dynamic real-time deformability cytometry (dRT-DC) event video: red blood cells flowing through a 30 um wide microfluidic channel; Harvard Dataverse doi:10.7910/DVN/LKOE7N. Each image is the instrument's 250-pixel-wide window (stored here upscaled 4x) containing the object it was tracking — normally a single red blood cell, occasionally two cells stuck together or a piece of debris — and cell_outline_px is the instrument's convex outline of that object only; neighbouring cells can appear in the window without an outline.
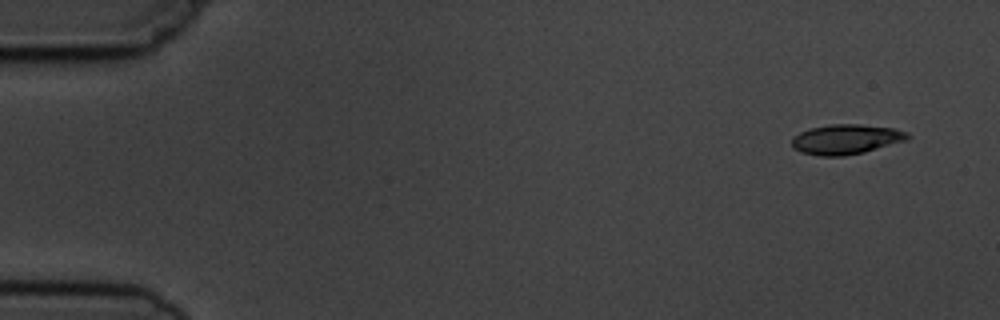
{"species": "common noctule bat (a hibernating species)", "species_latin": "Nyctalus noctula", "temperature_condition": "cold", "stored_images_in_passage": 10, "camera_frame_rate_fps": 3000, "um_per_image_px": 0.085, "animal": {"sex": "male", "body_mass_g": 19.5, "forearm_length_mm": 54.6}, "frame": {"image": 1, "passage_image": 1, "time_ms": 0.0, "image_size_px": [1000, 320], "cell_outline_px": [[912, 136], [908, 140], [864, 152], [844, 156], [820, 156], [800, 152], [792, 148], [792, 140], [800, 132], [812, 128], [832, 124], [860, 124], [892, 128], [908, 132]], "centroid_in_image_um": [71.95, 11.85], "position_along_channel_um": 13.1, "area_um2": 20.17}}
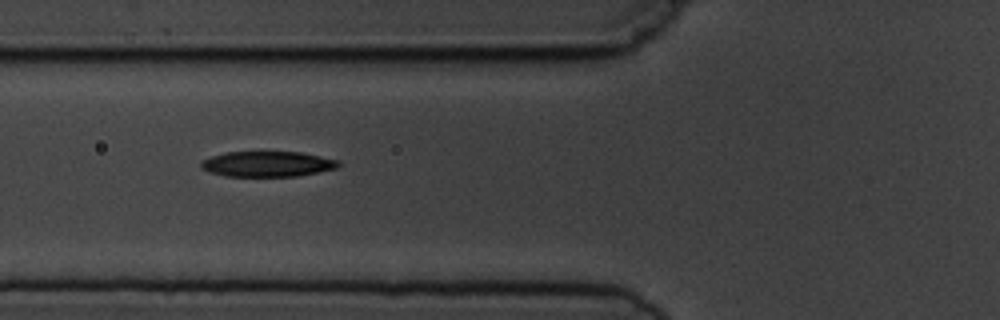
{"frame": {"image": 2, "passage_image": 6, "time_ms": 5.667, "image_size_px": [1000, 320], "cell_outline_px": [[340, 164], [336, 168], [300, 176], [224, 176], [200, 168], [200, 164], [204, 160], [212, 156], [224, 152], [300, 152], [340, 160]], "centroid_in_image_um": [22.75, 13.94], "position_along_channel_um": 103.0, "area_um2": 20.29}}
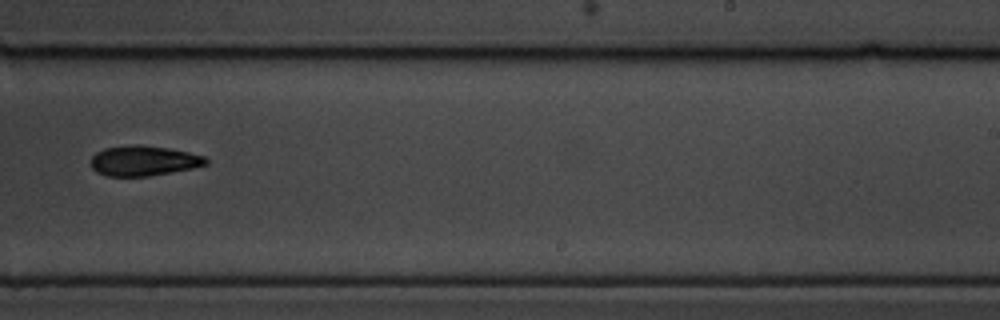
{"frame": {"image": 3, "passage_image": 10, "time_ms": 10.333, "image_size_px": [1000, 320], "cell_outline_px": [[208, 164], [192, 168], [172, 172], [148, 176], [108, 176], [96, 172], [92, 168], [92, 156], [96, 152], [104, 148], [136, 144], [140, 144], [168, 148], [188, 152], [204, 156], [208, 160]], "centroid_in_image_um": [12.21, 13.66], "position_along_channel_um": 276.8, "area_um2": 20.17}}